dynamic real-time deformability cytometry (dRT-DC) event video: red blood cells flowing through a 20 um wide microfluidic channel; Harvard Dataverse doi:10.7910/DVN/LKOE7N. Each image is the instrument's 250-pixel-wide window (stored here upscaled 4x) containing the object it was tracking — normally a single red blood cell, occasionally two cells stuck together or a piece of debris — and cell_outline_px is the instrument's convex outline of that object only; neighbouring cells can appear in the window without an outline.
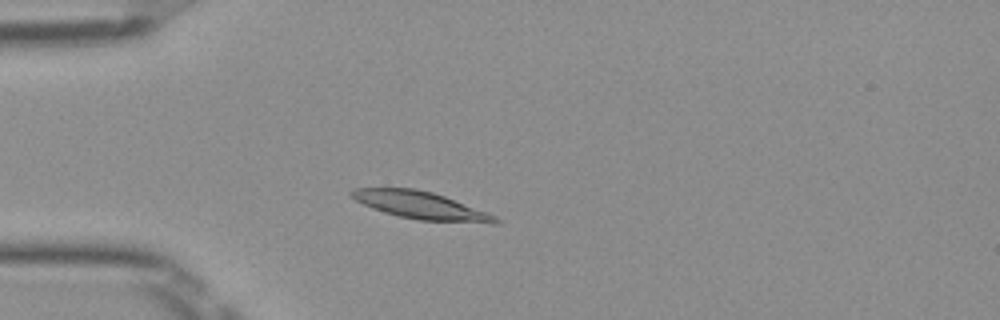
{"species": "Egyptian fruit bat (a non-hibernating species)", "species_latin": "Rousettus aegyptiacus", "temperature_condition": "room temperature", "stored_images_in_passage": 47, "camera_frame_rate_fps": 3000, "um_per_image_px": 0.085, "frame": {"image": 1, "passage_image": 10, "time_ms": 3.0, "image_size_px": [1000, 320], "cell_outline_px": [[500, 220], [496, 224], [492, 224], [416, 220], [384, 212], [372, 208], [348, 196], [348, 192], [352, 188], [416, 188], [432, 192], [444, 196], [488, 212], [496, 216]], "centroid_in_image_um": [35.78, 17.46], "position_along_channel_um": 49.2, "area_um2": 23.24}}
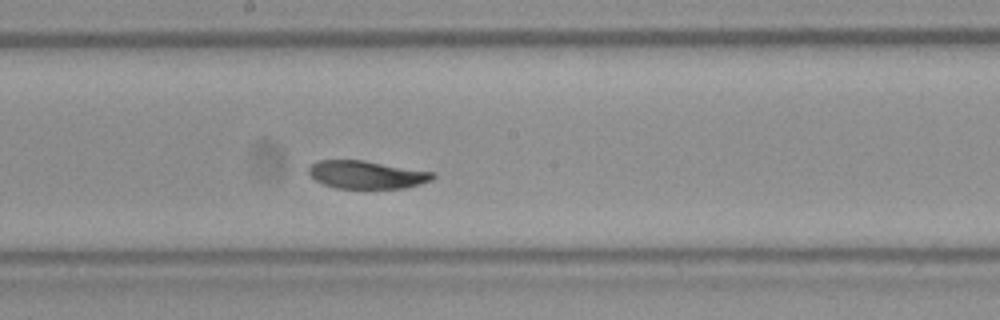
{"frame": {"image": 2, "passage_image": 24, "time_ms": 7.667, "image_size_px": [1000, 320], "cell_outline_px": [[436, 176], [432, 180], [420, 184], [404, 188], [336, 188], [324, 184], [316, 180], [308, 172], [308, 168], [312, 164], [320, 160], [364, 160], [436, 172]], "centroid_in_image_um": [31.22, 14.84], "position_along_channel_um": 217.0, "area_um2": 20.23}}
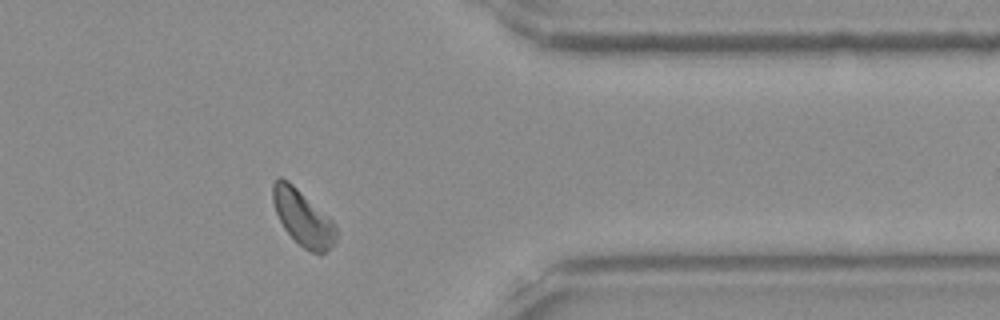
{"frame": {"image": 3, "passage_image": 38, "time_ms": 12.333, "image_size_px": [1000, 320], "cell_outline_px": [[336, 240], [332, 248], [320, 256], [304, 248], [284, 228], [276, 212], [272, 200], [272, 184], [276, 176], [280, 176], [288, 180], [332, 220], [336, 228]], "centroid_in_image_um": [25.74, 18.51], "position_along_channel_um": 385.7, "area_um2": 20.46}, "authors_computed_cell_mechanics": {"area_um2": 21.2704, "velocity_mm_per_s": 3.9104, "shape_relaxation_time_tau1_ms": 3.8547, "shape_relaxation_time_tau2_ms": null, "deformation_change_tau1": 0.1055, "deformation_change_tau2": null}}